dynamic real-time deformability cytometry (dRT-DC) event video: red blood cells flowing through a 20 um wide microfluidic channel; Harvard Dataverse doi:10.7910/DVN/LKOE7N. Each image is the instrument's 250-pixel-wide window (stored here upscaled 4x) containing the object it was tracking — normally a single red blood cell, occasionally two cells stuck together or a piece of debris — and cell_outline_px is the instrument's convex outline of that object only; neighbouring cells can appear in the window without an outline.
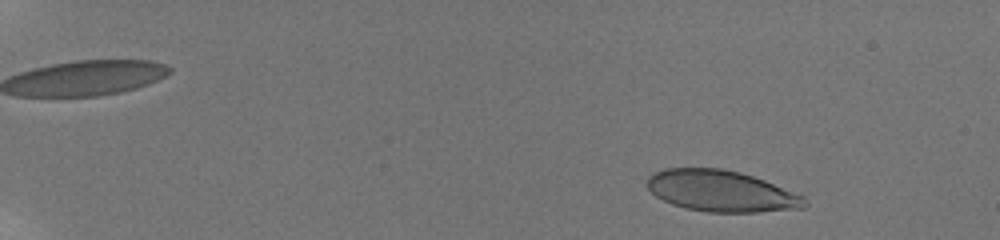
{"species": "human", "species_latin": "Homo sapiens", "temperature_condition": "room temperature", "stored_images_in_passage": 38, "camera_frame_rate_fps": 3000, "um_per_image_px": 0.085, "donor": {"sex": "male"}, "frame": {"image": 1, "passage_image": 9, "time_ms": 1.333, "image_size_px": [1000, 240], "cell_outline_px": [[808, 204], [804, 208], [756, 212], [708, 212], [684, 208], [672, 204], [656, 196], [648, 188], [648, 176], [652, 172], [664, 168], [720, 168], [740, 172], [764, 180], [804, 196], [808, 200]], "centroid_in_image_um": [61.31, 16.24], "position_along_channel_um": 23.7, "area_um2": 37.92}}
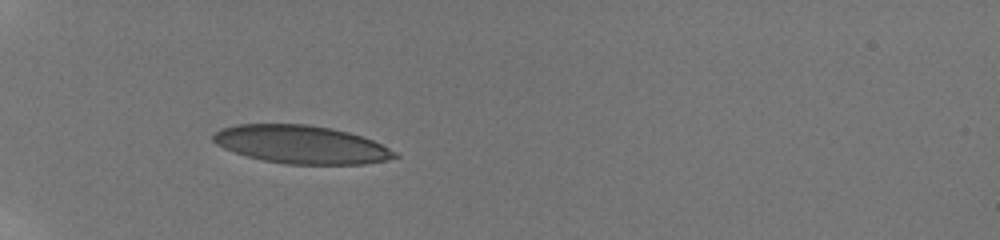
{"frame": {"image": 2, "passage_image": 37, "time_ms": 5.667, "image_size_px": [1000, 240], "cell_outline_px": [[400, 156], [384, 160], [364, 164], [288, 164], [264, 160], [248, 156], [224, 148], [216, 144], [212, 140], [212, 136], [220, 128], [236, 124], [308, 124], [332, 128], [348, 132], [372, 140], [396, 152]], "centroid_in_image_um": [25.58, 12.27], "position_along_channel_um": 59.4, "area_um2": 40.06}}